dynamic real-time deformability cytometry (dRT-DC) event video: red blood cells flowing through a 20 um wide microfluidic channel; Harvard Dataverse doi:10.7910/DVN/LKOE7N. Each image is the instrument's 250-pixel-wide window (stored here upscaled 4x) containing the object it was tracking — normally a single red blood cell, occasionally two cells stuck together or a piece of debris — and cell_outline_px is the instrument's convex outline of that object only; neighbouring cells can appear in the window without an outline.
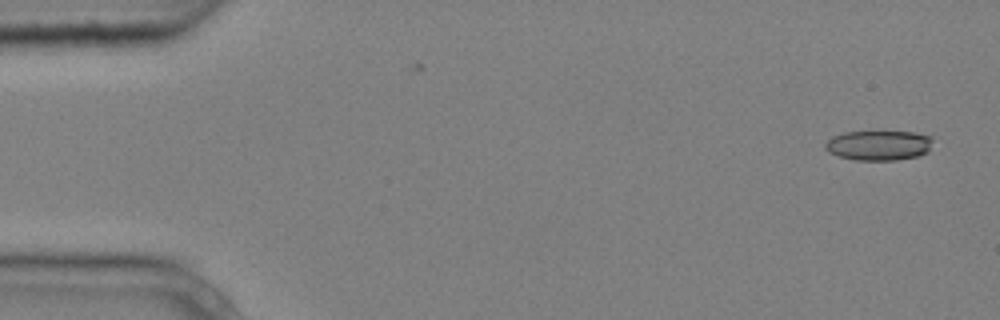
{"species": "common noctule bat (a hibernating species)", "species_latin": "Nyctalus noctula", "temperature_condition": "cold", "stored_images_in_passage": 6, "camera_frame_rate_fps": 3000, "um_per_image_px": 0.085, "animal": {"sex": "male", "body_mass_g": 20.4}, "frame": {"image": 1, "passage_image": 1, "time_ms": 0.0, "image_size_px": [1000, 320], "cell_outline_px": [[932, 140], [928, 152], [920, 156], [896, 160], [856, 160], [836, 156], [828, 152], [824, 148], [824, 144], [832, 136], [844, 132], [916, 132], [932, 136]], "centroid_in_image_um": [74.68, 12.36], "position_along_channel_um": 10.3, "area_um2": 18.96}}
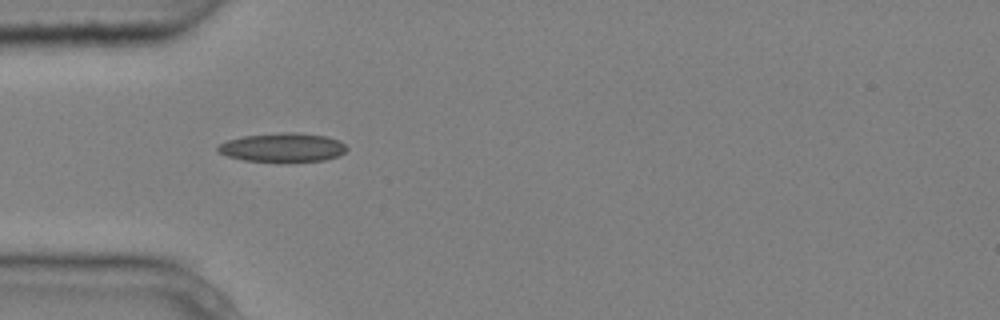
{"frame": {"image": 2, "passage_image": 5, "time_ms": 1.333, "image_size_px": [1000, 320], "cell_outline_px": [[348, 148], [340, 156], [324, 160], [280, 164], [244, 160], [228, 156], [216, 152], [216, 148], [220, 144], [228, 140], [244, 136], [280, 132], [296, 132], [328, 136], [340, 140]], "centroid_in_image_um": [24.05, 12.56], "position_along_channel_um": 61.0, "area_um2": 22.54}}
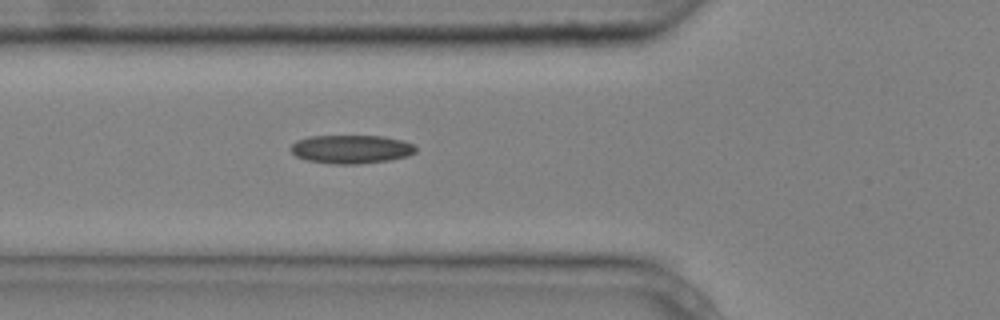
{"frame": {"image": 3, "passage_image": 6, "time_ms": 1.667, "image_size_px": [1000, 320], "cell_outline_px": [[416, 152], [408, 156], [388, 160], [356, 164], [332, 164], [308, 160], [296, 156], [292, 152], [292, 144], [296, 140], [308, 136], [384, 136], [404, 140], [416, 144]], "centroid_in_image_um": [29.9, 12.67], "position_along_channel_um": 95.9, "area_um2": 20.87}}